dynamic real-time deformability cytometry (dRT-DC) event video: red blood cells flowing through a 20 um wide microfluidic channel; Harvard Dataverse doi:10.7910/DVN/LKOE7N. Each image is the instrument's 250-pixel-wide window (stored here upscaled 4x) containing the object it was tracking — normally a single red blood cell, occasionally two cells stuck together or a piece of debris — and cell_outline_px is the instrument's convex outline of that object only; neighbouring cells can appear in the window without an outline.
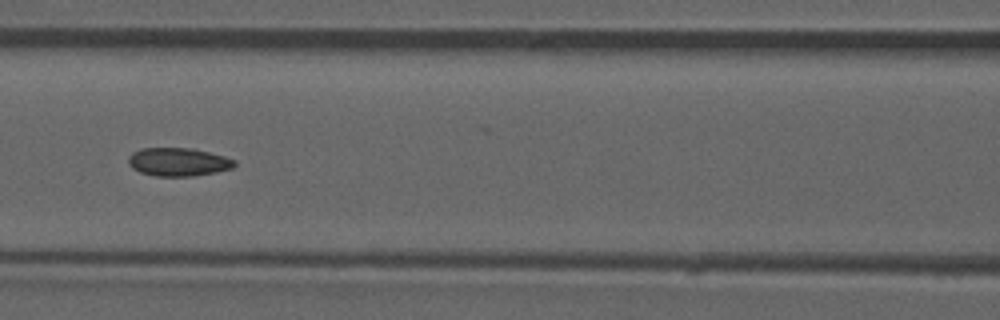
{"species": "common noctule bat (a hibernating species)", "species_latin": "Nyctalus noctula", "temperature_condition": "room temperature", "stored_images_in_passage": 51, "camera_frame_rate_fps": 3000, "um_per_image_px": 0.085, "animal": {"sex": "male", "forearm_length_mm": 52.5}, "frame": {"image": 1, "passage_image": 22, "time_ms": 7.0, "image_size_px": [1000, 320], "cell_outline_px": [[236, 164], [232, 168], [216, 172], [192, 176], [156, 176], [140, 172], [132, 168], [128, 164], [128, 156], [132, 152], [144, 148], [192, 148], [224, 156], [236, 160]], "centroid_in_image_um": [15.14, 13.76], "position_along_channel_um": 151.5, "area_um2": 17.51}, "authors_computed_cell_mechanics": {"area_um2": 17.5134, "velocity_mm_per_s": 3.9109, "shape_relaxation_time_tau1_ms": null, "shape_relaxation_time_tau2_ms": 2.1442, "deformation_change_tau1": null, "deformation_change_tau2": 0.0677}}